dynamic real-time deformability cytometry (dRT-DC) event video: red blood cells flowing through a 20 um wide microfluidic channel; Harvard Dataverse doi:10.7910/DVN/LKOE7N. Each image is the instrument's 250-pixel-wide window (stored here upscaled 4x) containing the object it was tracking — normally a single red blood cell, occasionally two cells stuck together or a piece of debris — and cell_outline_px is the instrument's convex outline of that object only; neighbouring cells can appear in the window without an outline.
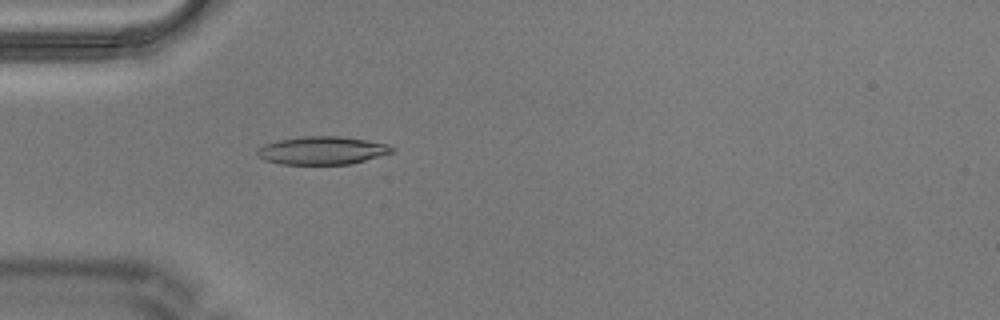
{"species": "Egyptian fruit bat (a non-hibernating species)", "species_latin": "Rousettus aegyptiacus", "temperature_condition": "warm", "stored_images_in_passage": 8, "camera_frame_rate_fps": 3000, "um_per_image_px": 0.085, "animal": {"sex": "male"}, "frame": {"image": 1, "passage_image": 4, "time_ms": 1.0, "image_size_px": [1000, 320], "cell_outline_px": [[396, 152], [348, 164], [280, 164], [264, 160], [256, 156], [256, 152], [264, 144], [280, 140], [300, 136], [340, 136], [388, 144], [396, 148]], "centroid_in_image_um": [27.39, 12.79], "position_along_channel_um": 57.6, "area_um2": 22.02}}